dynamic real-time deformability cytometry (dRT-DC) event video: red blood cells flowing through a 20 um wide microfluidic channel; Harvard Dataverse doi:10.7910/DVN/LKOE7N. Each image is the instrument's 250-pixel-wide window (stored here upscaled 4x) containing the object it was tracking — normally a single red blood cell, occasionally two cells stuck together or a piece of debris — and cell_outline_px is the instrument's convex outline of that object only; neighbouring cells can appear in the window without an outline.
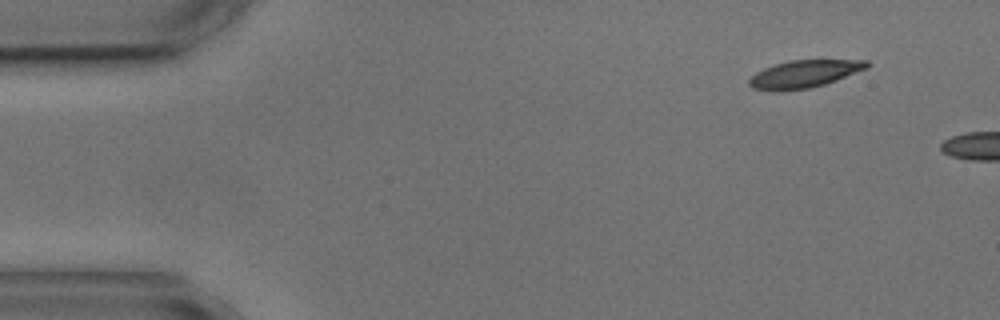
{"species": "common noctule bat (a hibernating species)", "species_latin": "Nyctalus noctula", "temperature_condition": "cold", "stored_images_in_passage": 2, "camera_frame_rate_fps": 3000, "um_per_image_px": 0.085, "animal": {"sex": "male", "body_mass_g": 17.9, "forearm_length_mm": 54.2}, "frame": {"image": 1, "passage_image": 1, "time_ms": 0.0, "image_size_px": [1000, 320], "cell_outline_px": [[872, 64], [868, 68], [836, 80], [824, 84], [808, 88], [776, 92], [752, 88], [748, 84], [748, 80], [756, 72], [764, 68], [788, 60], [868, 60]], "centroid_in_image_um": [68.36, 6.29], "position_along_channel_um": 16.6, "area_um2": 18.96}}